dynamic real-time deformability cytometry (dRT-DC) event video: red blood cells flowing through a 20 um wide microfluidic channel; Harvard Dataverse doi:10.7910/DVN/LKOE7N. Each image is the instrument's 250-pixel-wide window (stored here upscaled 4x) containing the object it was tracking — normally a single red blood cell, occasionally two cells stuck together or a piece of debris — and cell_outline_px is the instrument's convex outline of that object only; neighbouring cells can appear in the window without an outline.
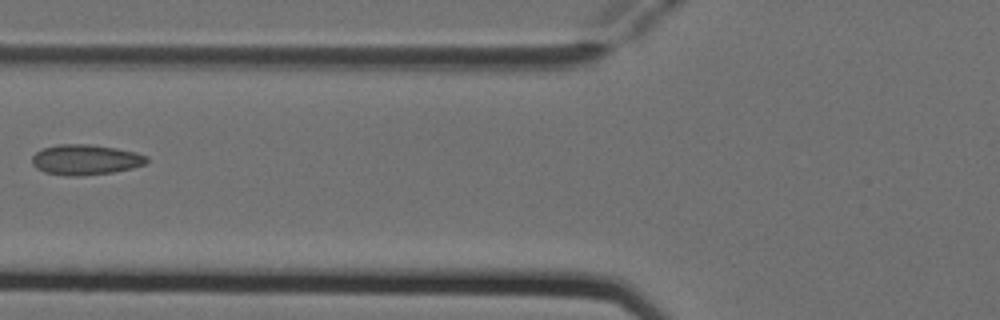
{"species": "Egyptian fruit bat (a non-hibernating species)", "species_latin": "Rousettus aegyptiacus", "temperature_condition": "cold", "stored_images_in_passage": 7, "camera_frame_rate_fps": 3000, "um_per_image_px": 0.085, "animal": {"sex": "female"}, "frame": {"image": 1, "passage_image": 6, "time_ms": 1.667, "image_size_px": [1000, 320], "cell_outline_px": [[148, 160], [144, 164], [132, 168], [112, 172], [80, 176], [68, 176], [44, 172], [36, 168], [32, 164], [32, 156], [36, 152], [44, 148], [56, 144], [88, 144], [116, 148], [136, 152], [148, 156]], "centroid_in_image_um": [7.25, 13.57], "position_along_channel_um": 118.5, "area_um2": 20.29}}
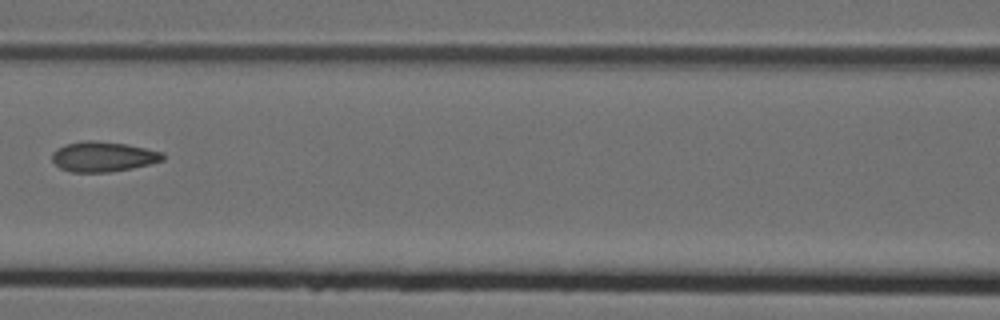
{"frame": {"image": 2, "passage_image": 7, "time_ms": 2.0, "image_size_px": [1000, 320], "cell_outline_px": [[164, 160], [132, 168], [108, 172], [72, 172], [60, 168], [52, 160], [52, 152], [56, 148], [64, 144], [84, 140], [92, 140], [128, 144], [164, 152]], "centroid_in_image_um": [8.75, 13.3], "position_along_channel_um": 157.8, "area_um2": 19.54}}